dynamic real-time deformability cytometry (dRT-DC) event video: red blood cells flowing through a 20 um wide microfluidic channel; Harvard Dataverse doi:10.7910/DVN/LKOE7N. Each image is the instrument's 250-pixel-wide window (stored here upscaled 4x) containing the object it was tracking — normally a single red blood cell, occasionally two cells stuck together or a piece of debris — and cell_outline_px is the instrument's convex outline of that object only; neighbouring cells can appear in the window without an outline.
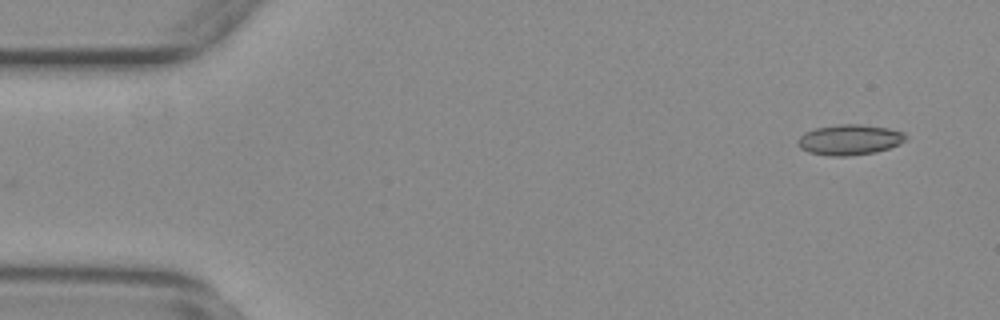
{"species": "common noctule bat (a hibernating species)", "species_latin": "Nyctalus noctula", "temperature_condition": "warm", "stored_images_in_passage": 8, "camera_frame_rate_fps": 3000, "um_per_image_px": 0.085, "animal": {"sex": "female", "body_mass_g": 29.2, "forearm_length_mm": 56.3}, "frame": {"image": 1, "passage_image": 1, "time_ms": 0.0, "image_size_px": [1000, 320], "cell_outline_px": [[904, 140], [900, 144], [876, 152], [844, 156], [832, 156], [808, 152], [800, 148], [796, 144], [796, 140], [804, 132], [816, 128], [840, 124], [860, 124], [888, 128], [904, 132]], "centroid_in_image_um": [72.16, 11.87], "position_along_channel_um": 12.8, "area_um2": 19.07}}